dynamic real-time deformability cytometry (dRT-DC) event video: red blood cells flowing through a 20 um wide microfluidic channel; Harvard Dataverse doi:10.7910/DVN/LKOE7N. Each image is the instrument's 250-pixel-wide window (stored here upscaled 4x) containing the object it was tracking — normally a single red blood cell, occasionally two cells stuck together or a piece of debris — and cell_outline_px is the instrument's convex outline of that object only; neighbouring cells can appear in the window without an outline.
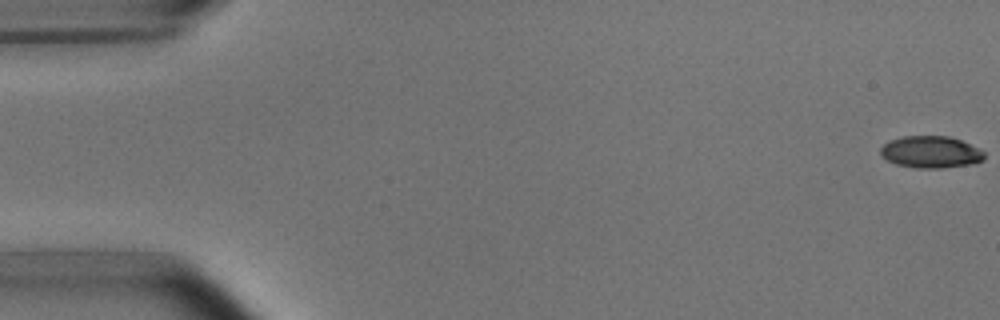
{"species": "common noctule bat (a hibernating species)", "species_latin": "Nyctalus noctula", "temperature_condition": "room temperature", "stored_images_in_passage": 6, "camera_frame_rate_fps": 3000, "um_per_image_px": 0.085, "animal": {"sex": "male", "body_mass_g": 15.6}, "frame": {"image": 1, "passage_image": 1, "time_ms": 0.0, "image_size_px": [1000, 320], "cell_outline_px": [[984, 160], [976, 164], [940, 168], [916, 168], [896, 164], [888, 160], [880, 152], [880, 148], [884, 144], [892, 140], [904, 136], [948, 136], [960, 140], [984, 152]], "centroid_in_image_um": [79.14, 12.93], "position_along_channel_um": 5.9, "area_um2": 19.13}}